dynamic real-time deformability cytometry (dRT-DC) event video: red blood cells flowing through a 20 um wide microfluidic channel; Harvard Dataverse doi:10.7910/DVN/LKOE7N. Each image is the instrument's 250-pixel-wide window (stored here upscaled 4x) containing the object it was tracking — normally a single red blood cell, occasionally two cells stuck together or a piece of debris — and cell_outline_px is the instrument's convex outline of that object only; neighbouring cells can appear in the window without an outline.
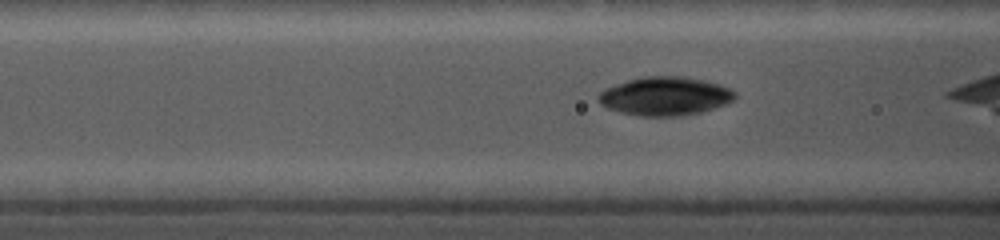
{"species": "common noctule bat (a hibernating species)", "species_latin": "Nyctalus noctula", "temperature_condition": "cold", "stored_images_in_passage": 21, "camera_frame_rate_fps": 5000, "um_per_image_px": 0.085, "animal": {"sex": "female", "body_mass_g": 19.0, "forearm_length_mm": 56.7}, "frame": {"image": 1, "passage_image": 8, "time_ms": 1.4, "image_size_px": [1000, 240], "cell_outline_px": [[736, 96], [732, 100], [724, 104], [700, 112], [680, 116], [640, 116], [620, 112], [608, 108], [600, 104], [596, 100], [596, 96], [604, 88], [628, 80], [644, 76], [684, 76], [704, 80], [720, 84], [736, 92]], "centroid_in_image_um": [56.48, 8.17], "position_along_channel_um": 110.1, "area_um2": 30.75}}
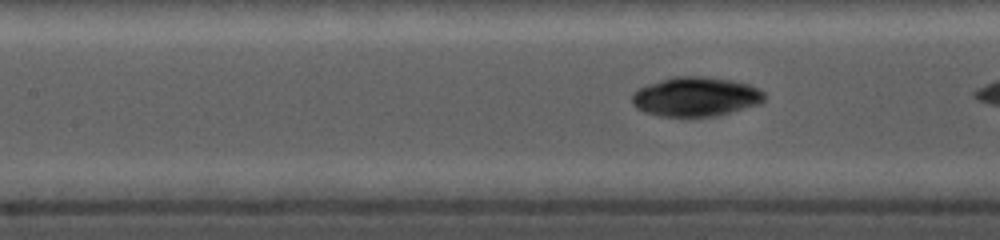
{"frame": {"image": 2, "passage_image": 14, "time_ms": 2.4, "image_size_px": [1000, 240], "cell_outline_px": [[764, 100], [760, 104], [732, 112], [716, 116], [660, 116], [644, 112], [636, 108], [632, 104], [632, 92], [648, 84], [672, 76], [708, 76], [732, 80], [748, 84], [760, 88], [764, 92]], "centroid_in_image_um": [59.14, 8.21], "position_along_channel_um": 148.3, "area_um2": 30.63}}